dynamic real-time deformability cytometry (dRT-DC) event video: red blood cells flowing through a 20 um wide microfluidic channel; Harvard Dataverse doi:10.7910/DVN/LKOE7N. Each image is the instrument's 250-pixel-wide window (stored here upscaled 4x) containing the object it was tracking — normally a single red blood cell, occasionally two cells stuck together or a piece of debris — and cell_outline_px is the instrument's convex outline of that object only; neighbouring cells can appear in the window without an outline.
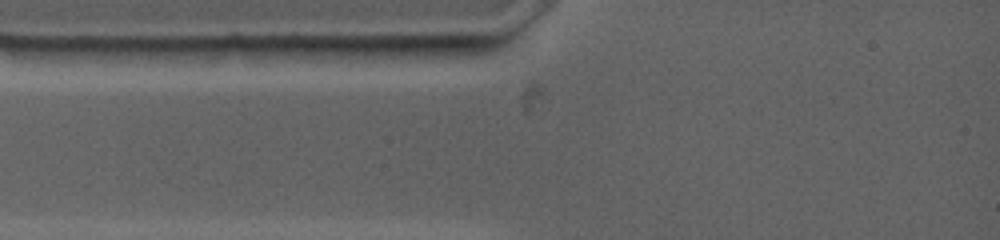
{"species": "common noctule bat (a hibernating species)", "species_latin": "Nyctalus noctula", "temperature_condition": "warm", "stored_images_in_passage": 4, "camera_frame_rate_fps": 4500, "um_per_image_px": 0.085, "animal": {"sex": "female", "body_mass_g": 19.0, "forearm_length_mm": 53.3}, "frame": {"image": 1, "passage_image": 3, "time_ms": 1.111, "image_size_px": [1000, 240], "cell_outline_px": [[420, 48], [392, 56], [300, 56], [272, 48], [296, 44], [396, 44]], "centroid_in_image_um": [29.41, 4.23], "position_along_channel_um": 55.6, "area_um2": 10.52}}